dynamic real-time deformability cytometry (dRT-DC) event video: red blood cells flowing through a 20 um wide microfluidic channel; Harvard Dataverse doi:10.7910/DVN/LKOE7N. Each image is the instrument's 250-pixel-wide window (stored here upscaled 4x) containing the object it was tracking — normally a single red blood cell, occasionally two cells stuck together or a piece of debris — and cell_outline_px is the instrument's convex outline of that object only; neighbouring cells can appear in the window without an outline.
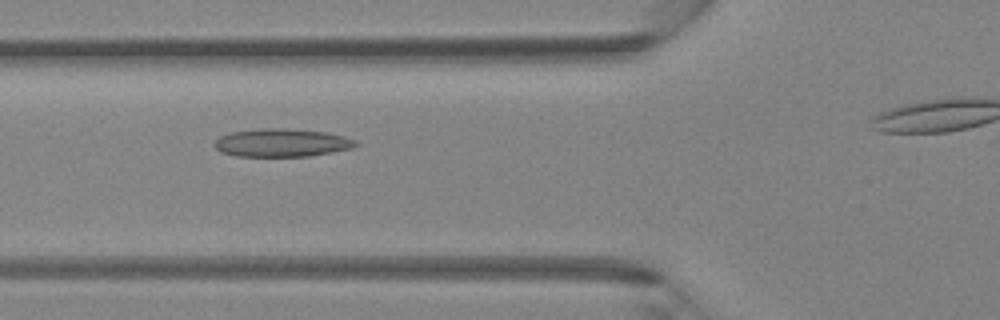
{"species": "Egyptian fruit bat (a non-hibernating species)", "species_latin": "Rousettus aegyptiacus", "temperature_condition": "room temperature", "stored_images_in_passage": 32, "camera_frame_rate_fps": 3000, "um_per_image_px": 0.085, "animal": {"sex": "female"}, "frame": {"image": 1, "passage_image": 10, "time_ms": 3.0, "image_size_px": [1000, 320], "cell_outline_px": [[360, 144], [352, 148], [332, 152], [308, 156], [236, 156], [220, 152], [216, 148], [216, 140], [220, 136], [232, 132], [264, 128], [288, 128], [324, 132], [344, 136], [356, 140]], "centroid_in_image_um": [23.98, 12.13], "position_along_channel_um": 101.8, "area_um2": 23.0}}
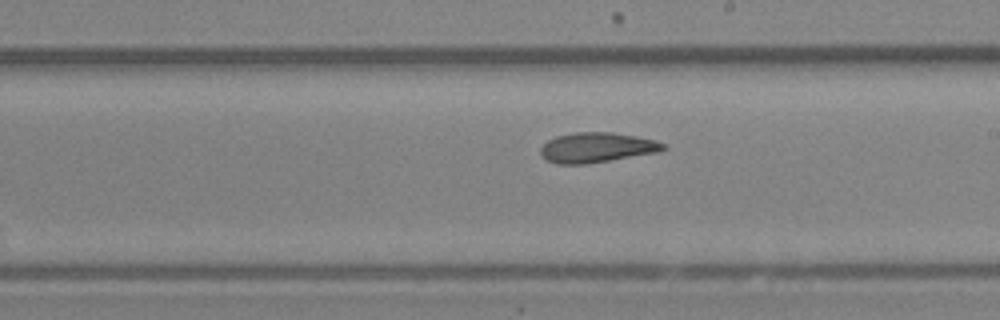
{"frame": {"image": 2, "passage_image": 19, "time_ms": 6.0, "image_size_px": [1000, 320], "cell_outline_px": [[668, 148], [660, 152], [584, 164], [556, 164], [548, 160], [540, 152], [540, 148], [548, 140], [556, 136], [576, 132], [612, 132], [636, 136], [656, 140], [664, 144]], "centroid_in_image_um": [50.76, 12.53], "position_along_channel_um": 238.2, "area_um2": 21.39}}
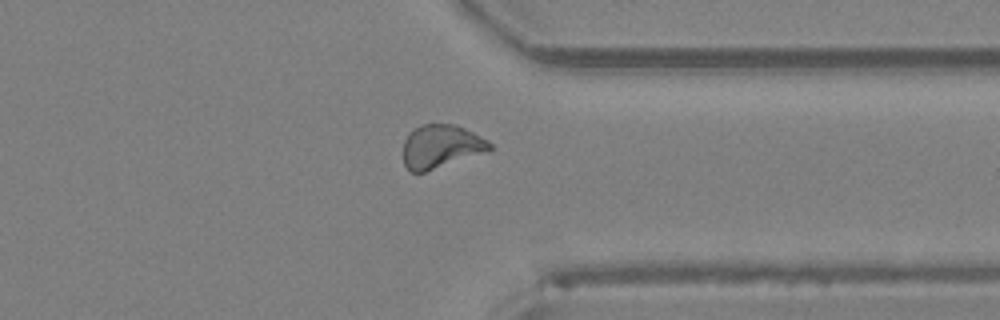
{"frame": {"image": 3, "passage_image": 28, "time_ms": 9.0, "image_size_px": [1000, 320], "cell_outline_px": [[492, 148], [424, 172], [408, 172], [404, 164], [404, 140], [420, 124], [456, 124], [488, 140], [492, 144]], "centroid_in_image_um": [37.43, 12.43], "position_along_channel_um": 374.0, "area_um2": 21.21}}